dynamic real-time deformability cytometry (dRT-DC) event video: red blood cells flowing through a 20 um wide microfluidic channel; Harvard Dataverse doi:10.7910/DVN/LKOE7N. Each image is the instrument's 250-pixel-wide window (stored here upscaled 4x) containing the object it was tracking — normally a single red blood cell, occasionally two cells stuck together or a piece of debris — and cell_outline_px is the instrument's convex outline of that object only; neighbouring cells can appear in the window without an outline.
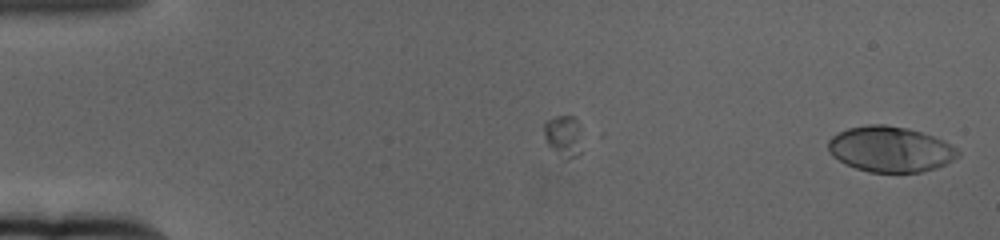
{"species": "human", "species_latin": "Homo sapiens", "temperature_condition": "cold", "stored_images_in_passage": 60, "camera_frame_rate_fps": 3000, "um_per_image_px": 0.085, "donor": {"sex": "female"}, "frame": {"image": 1, "passage_image": 1, "time_ms": 0.0, "image_size_px": [1000, 240], "cell_outline_px": [[960, 156], [936, 168], [920, 172], [868, 172], [844, 164], [832, 156], [828, 152], [828, 140], [836, 132], [848, 128], [868, 124], [884, 124], [908, 128], [944, 140], [956, 148], [960, 152]], "centroid_in_image_um": [75.64, 12.68], "position_along_channel_um": 9.4, "area_um2": 34.62}}
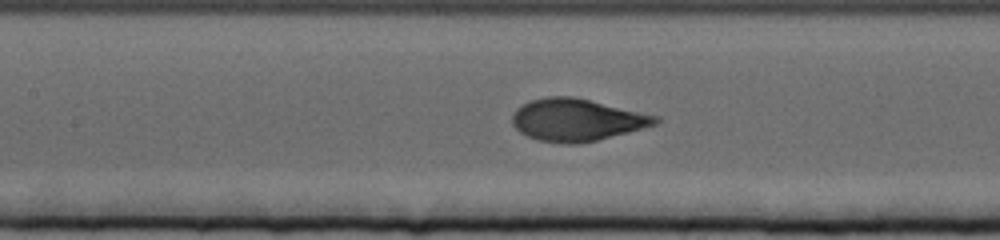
{"frame": {"image": 2, "passage_image": 28, "time_ms": 9.0, "image_size_px": [1000, 240], "cell_outline_px": [[660, 120], [656, 124], [628, 132], [596, 140], [576, 144], [560, 144], [536, 140], [520, 132], [512, 124], [512, 116], [516, 108], [532, 100], [548, 96], [572, 96], [660, 116]], "centroid_in_image_um": [49.01, 10.19], "position_along_channel_um": 158.4, "area_um2": 35.14}}
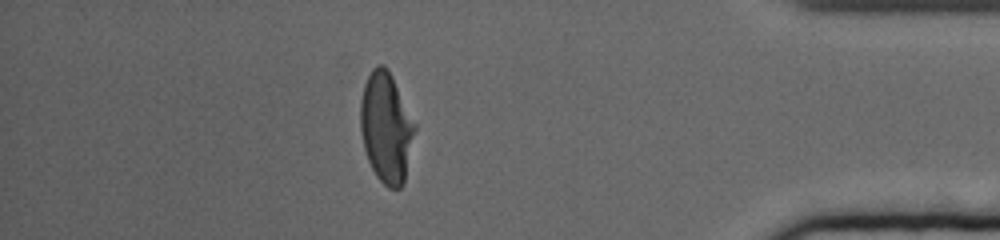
{"frame": {"image": 3, "passage_image": 53, "time_ms": 17.333, "image_size_px": [1000, 240], "cell_outline_px": [[416, 128], [404, 184], [400, 188], [388, 188], [376, 176], [368, 160], [364, 148], [360, 128], [360, 100], [364, 84], [372, 68], [376, 64], [384, 64], [388, 68], [416, 124]], "centroid_in_image_um": [32.82, 10.83], "position_along_channel_um": 402.4, "area_um2": 35.14}, "authors_computed_cell_mechanics": {"area_um2": 34.9401, "velocity_mm_per_s": 3.3645, "shape_relaxation_time_tau1_ms": 3.9281, "shape_relaxation_time_tau2_ms": null, "deformation_change_tau1": 0.2139, "deformation_change_tau2": null}}